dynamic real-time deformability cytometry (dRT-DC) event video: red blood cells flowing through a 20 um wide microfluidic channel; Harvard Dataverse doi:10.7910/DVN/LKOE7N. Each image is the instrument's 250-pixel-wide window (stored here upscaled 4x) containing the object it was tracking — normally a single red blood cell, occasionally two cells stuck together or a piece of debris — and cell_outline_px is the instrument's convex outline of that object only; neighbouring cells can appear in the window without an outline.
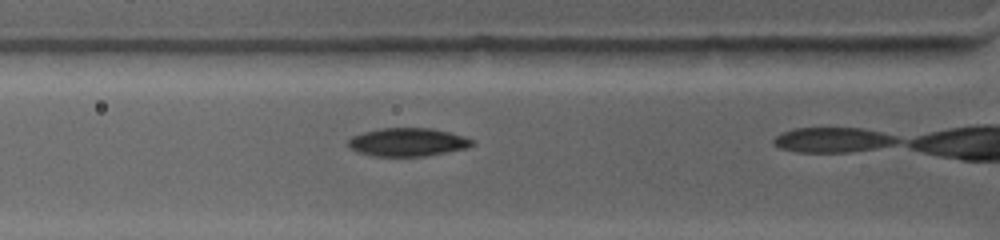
{"species": "common noctule bat (a hibernating species)", "species_latin": "Nyctalus noctula", "temperature_condition": "warm", "stored_images_in_passage": 3, "camera_frame_rate_fps": 4500, "um_per_image_px": 0.085, "animal": {"sex": "female", "body_mass_g": 19.0, "forearm_length_mm": 53.3}, "frame": {"image": 1, "passage_image": 2, "time_ms": 0.667, "image_size_px": [1000, 240], "cell_outline_px": [[476, 144], [468, 148], [424, 156], [376, 156], [360, 152], [348, 148], [348, 140], [352, 136], [364, 132], [380, 128], [432, 128], [464, 136], [476, 140]], "centroid_in_image_um": [34.69, 12.08], "position_along_channel_um": 91.1, "area_um2": 20.46}}